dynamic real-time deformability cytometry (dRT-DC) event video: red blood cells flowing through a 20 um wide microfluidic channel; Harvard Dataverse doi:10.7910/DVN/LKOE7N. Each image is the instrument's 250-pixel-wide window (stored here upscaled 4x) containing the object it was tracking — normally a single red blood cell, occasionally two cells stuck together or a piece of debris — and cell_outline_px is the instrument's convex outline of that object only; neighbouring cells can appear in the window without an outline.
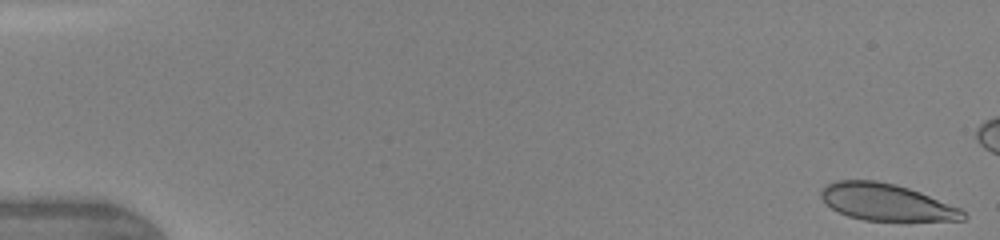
{"species": "human", "species_latin": "Homo sapiens", "temperature_condition": "warm", "stored_images_in_passage": 26, "camera_frame_rate_fps": 3000, "um_per_image_px": 0.085, "donor": {"sex": "female"}, "frame": {"image": 1, "passage_image": 1, "time_ms": 0.0, "image_size_px": [1000, 240], "cell_outline_px": [[968, 216], [964, 220], [864, 220], [848, 216], [836, 212], [820, 196], [820, 192], [828, 184], [836, 180], [876, 180], [896, 184], [920, 192], [960, 208]], "centroid_in_image_um": [75.33, 17.18], "position_along_channel_um": 9.7, "area_um2": 30.23}}